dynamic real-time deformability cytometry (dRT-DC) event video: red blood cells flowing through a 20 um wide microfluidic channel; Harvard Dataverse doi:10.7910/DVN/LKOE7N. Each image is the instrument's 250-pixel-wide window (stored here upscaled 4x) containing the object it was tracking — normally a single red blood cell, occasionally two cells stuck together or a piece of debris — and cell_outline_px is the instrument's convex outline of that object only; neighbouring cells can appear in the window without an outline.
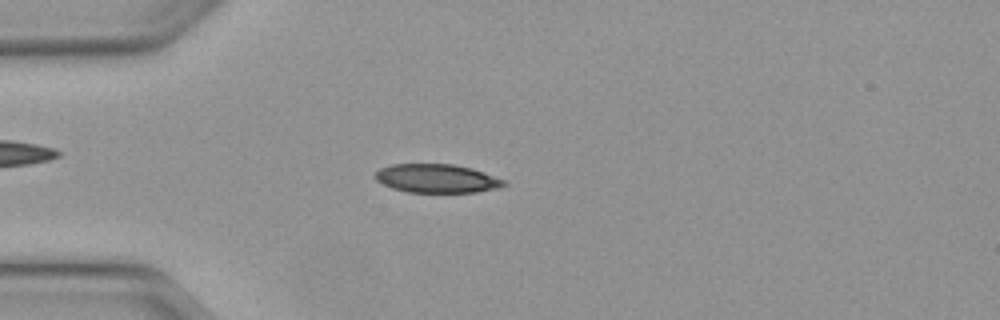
{"species": "Egyptian fruit bat (a non-hibernating species)", "species_latin": "Rousettus aegyptiacus", "temperature_condition": "warm", "stored_images_in_passage": 50, "camera_frame_rate_fps": 3000, "um_per_image_px": 0.085, "animal": {"sex": "female"}, "frame": {"image": 1, "passage_image": 13, "time_ms": 4.0, "image_size_px": [1000, 320], "cell_outline_px": [[508, 184], [500, 188], [476, 192], [408, 192], [392, 188], [376, 180], [372, 176], [380, 168], [392, 164], [452, 164], [472, 168], [484, 172], [504, 180]], "centroid_in_image_um": [37.13, 15.17], "position_along_channel_um": 47.9, "area_um2": 21.56}}
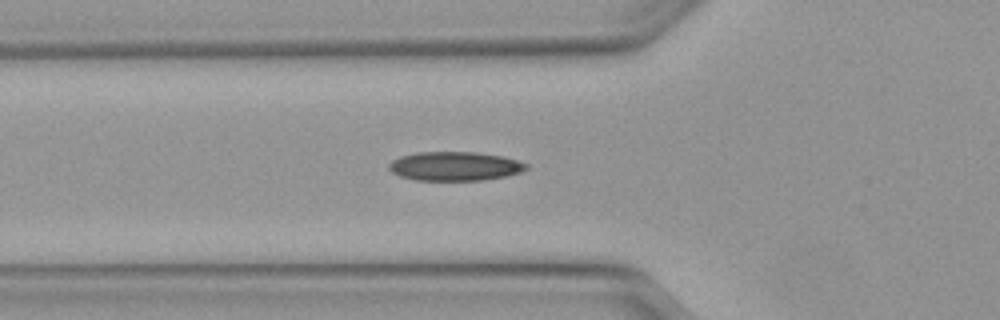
{"frame": {"image": 2, "passage_image": 17, "time_ms": 5.333, "image_size_px": [1000, 320], "cell_outline_px": [[528, 168], [520, 172], [504, 176], [484, 180], [416, 180], [400, 176], [392, 172], [388, 168], [388, 164], [392, 160], [400, 156], [420, 152], [476, 152], [500, 156], [516, 160], [528, 164]], "centroid_in_image_um": [38.63, 14.12], "position_along_channel_um": 87.2, "area_um2": 23.06}}
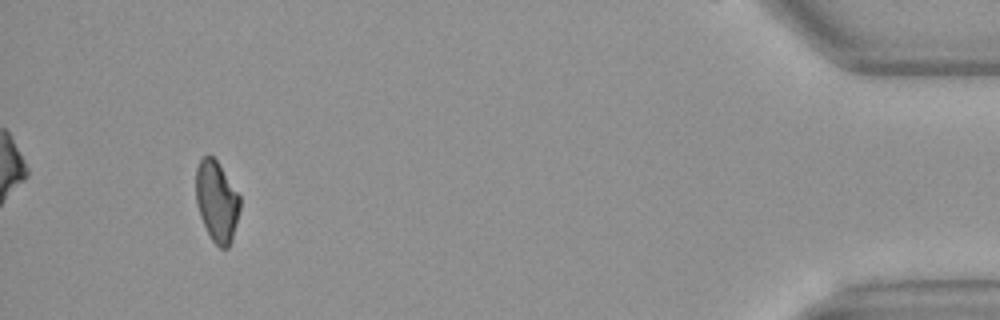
{"frame": {"image": 3, "passage_image": 46, "time_ms": 15.0, "image_size_px": [1000, 320], "cell_outline_px": [[240, 208], [232, 240], [228, 248], [220, 248], [212, 240], [200, 216], [196, 204], [196, 168], [200, 160], [208, 152], [216, 160], [240, 196]], "centroid_in_image_um": [18.42, 17.1], "position_along_channel_um": 416.8, "area_um2": 20.63}, "authors_computed_cell_mechanics": {"area_um2": 21.8195, "velocity_mm_per_s": 4.1409, "shape_relaxation_time_tau1_ms": 9.2482, "shape_relaxation_time_tau2_ms": 3.3034, "deformation_change_tau1": 0.2191, "deformation_change_tau2": 0.0942}}